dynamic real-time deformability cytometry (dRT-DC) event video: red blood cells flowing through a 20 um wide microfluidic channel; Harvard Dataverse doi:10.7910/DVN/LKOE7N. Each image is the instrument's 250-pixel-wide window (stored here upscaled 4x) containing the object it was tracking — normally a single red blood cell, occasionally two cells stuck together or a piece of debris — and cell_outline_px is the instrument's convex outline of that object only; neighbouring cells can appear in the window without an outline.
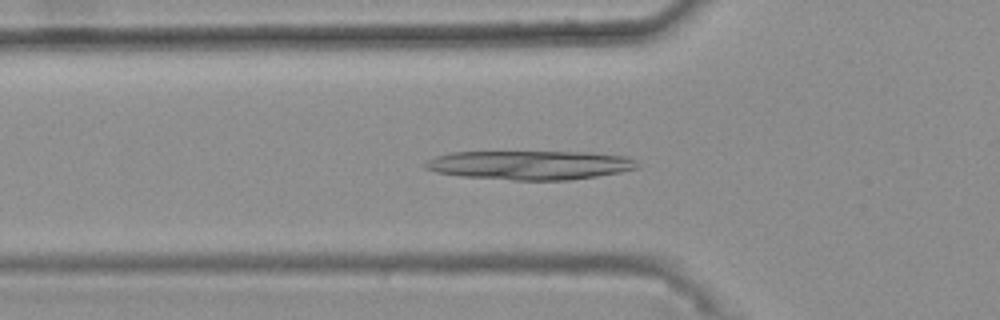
{"species": "common noctule bat (a hibernating species)", "species_latin": "Nyctalus noctula", "temperature_condition": "warm", "stored_images_in_passage": 46, "camera_frame_rate_fps": 3000, "um_per_image_px": 0.085, "animal": {"sex": "female", "body_mass_g": 25.1}, "frame": {"image": 1, "passage_image": 18, "time_ms": 5.667, "image_size_px": [1000, 320], "cell_outline_px": [[640, 168], [620, 172], [596, 176], [568, 180], [512, 180], [460, 176], [436, 172], [424, 168], [424, 164], [428, 160], [436, 156], [452, 152], [592, 152], [628, 156], [636, 160]], "centroid_in_image_um": [45.09, 14.03], "position_along_channel_um": 80.7, "area_um2": 36.07}}
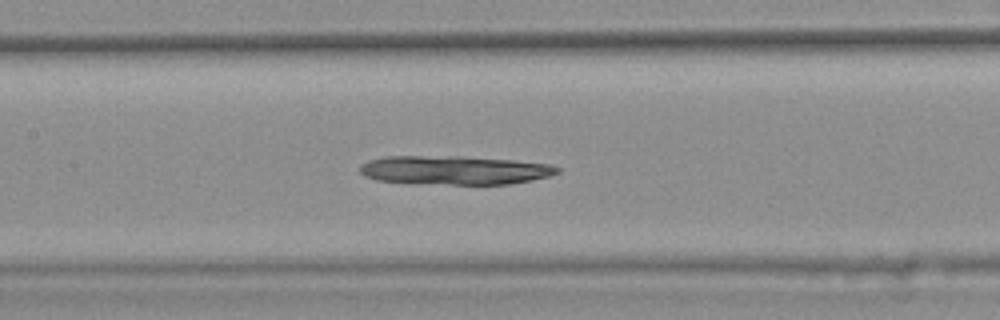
{"frame": {"image": 2, "passage_image": 25, "time_ms": 8.0, "image_size_px": [1000, 320], "cell_outline_px": [[560, 172], [548, 176], [532, 180], [512, 184], [452, 184], [376, 180], [364, 176], [360, 172], [360, 164], [368, 160], [384, 156], [460, 156], [512, 160], [548, 164], [560, 168]], "centroid_in_image_um": [38.63, 14.45], "position_along_channel_um": 168.8, "area_um2": 32.95}}
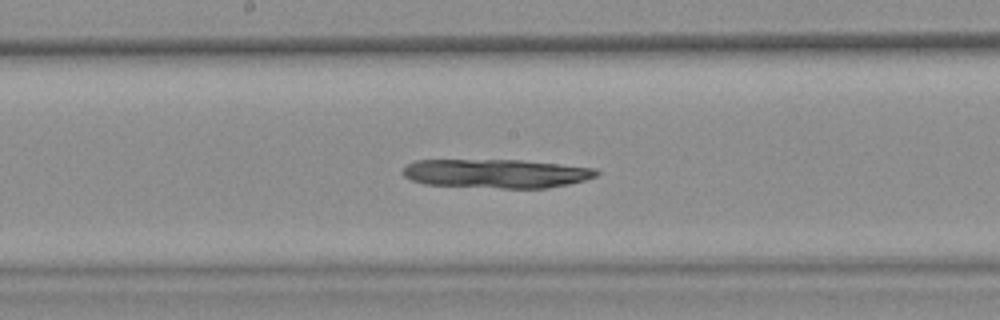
{"frame": {"image": 3, "passage_image": 28, "time_ms": 9.0, "image_size_px": [1000, 320], "cell_outline_px": [[600, 172], [596, 176], [584, 180], [568, 184], [548, 188], [500, 188], [424, 184], [412, 180], [404, 176], [404, 168], [408, 164], [416, 160], [520, 160], [596, 168]], "centroid_in_image_um": [42.2, 14.75], "position_along_channel_um": 206.0, "area_um2": 32.43}}